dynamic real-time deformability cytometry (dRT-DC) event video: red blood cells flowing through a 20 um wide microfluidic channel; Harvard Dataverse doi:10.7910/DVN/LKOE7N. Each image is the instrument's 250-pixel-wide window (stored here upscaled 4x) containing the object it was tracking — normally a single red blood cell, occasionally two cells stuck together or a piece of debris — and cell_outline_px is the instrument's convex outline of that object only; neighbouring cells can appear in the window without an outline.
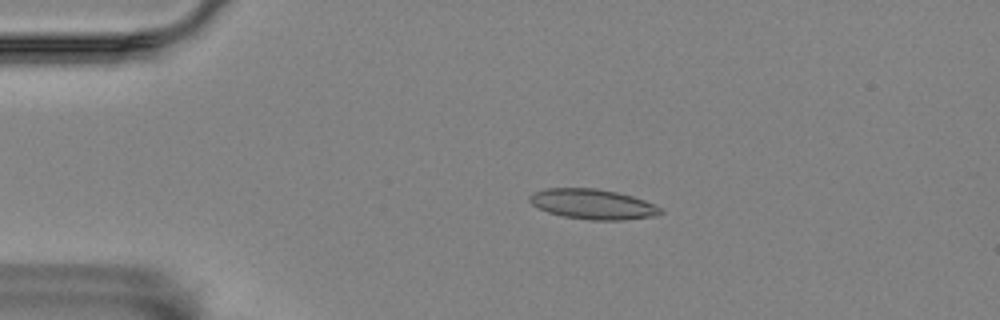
{"species": "Egyptian fruit bat (a non-hibernating species)", "species_latin": "Rousettus aegyptiacus", "temperature_condition": "room temperature", "stored_images_in_passage": 6, "camera_frame_rate_fps": 3000, "um_per_image_px": 0.085, "animal": {"sex": "female"}, "frame": {"image": 1, "passage_image": 3, "time_ms": 0.667, "image_size_px": [1000, 320], "cell_outline_px": [[664, 212], [652, 216], [624, 220], [592, 220], [564, 216], [548, 212], [532, 204], [528, 200], [528, 196], [532, 192], [544, 188], [596, 188], [616, 192], [632, 196], [644, 200], [660, 208]], "centroid_in_image_um": [50.34, 17.34], "position_along_channel_um": 34.7, "area_um2": 22.83}}
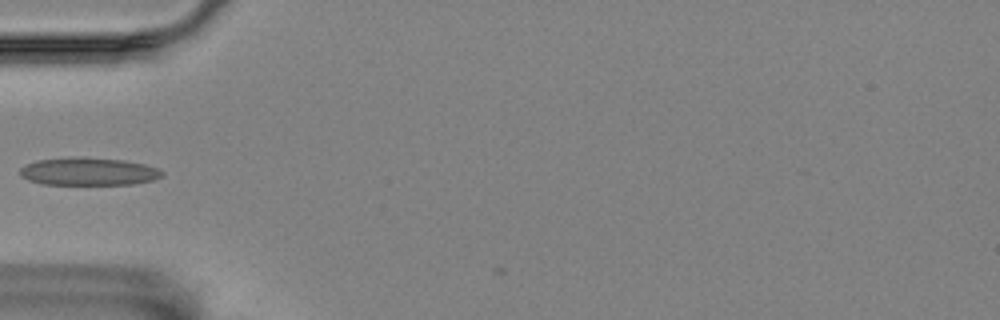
{"frame": {"image": 2, "passage_image": 5, "time_ms": 1.333, "image_size_px": [1000, 320], "cell_outline_px": [[164, 176], [152, 180], [132, 184], [44, 184], [28, 180], [20, 176], [20, 168], [24, 164], [36, 160], [84, 156], [124, 160], [144, 164], [156, 168], [164, 172]], "centroid_in_image_um": [7.5, 14.56], "position_along_channel_um": 77.5, "area_um2": 23.12}}
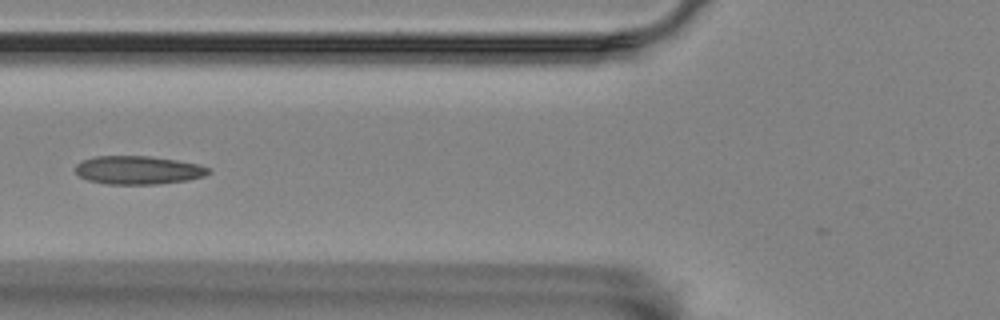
{"frame": {"image": 3, "passage_image": 6, "time_ms": 1.667, "image_size_px": [1000, 320], "cell_outline_px": [[212, 172], [204, 176], [188, 180], [156, 184], [104, 184], [88, 180], [80, 176], [76, 172], [76, 164], [84, 160], [96, 156], [148, 156], [176, 160], [196, 164], [208, 168]], "centroid_in_image_um": [11.74, 14.46], "position_along_channel_um": 114.1, "area_um2": 21.85}}